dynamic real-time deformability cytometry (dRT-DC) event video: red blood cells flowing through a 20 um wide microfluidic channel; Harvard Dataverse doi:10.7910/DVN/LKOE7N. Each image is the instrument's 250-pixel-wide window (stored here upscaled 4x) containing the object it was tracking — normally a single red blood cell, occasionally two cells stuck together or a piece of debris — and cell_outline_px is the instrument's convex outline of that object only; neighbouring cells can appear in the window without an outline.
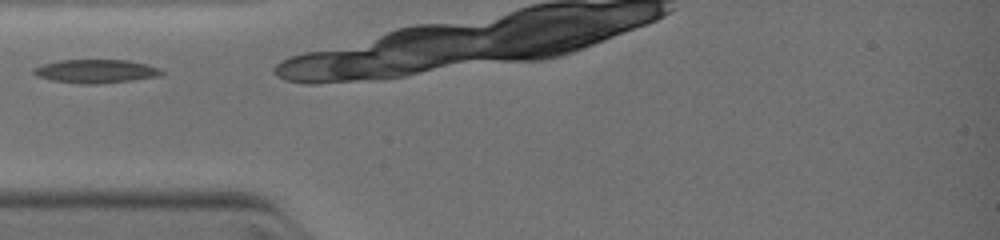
{"species": "common noctule bat (a hibernating species)", "species_latin": "Nyctalus noctula", "temperature_condition": "warm", "stored_images_in_passage": 3, "camera_frame_rate_fps": 3000, "um_per_image_px": 0.085, "animal": {"sex": "female", "body_mass_g": 19.0, "forearm_length_mm": 51.5}, "frame": {"image": 1, "passage_image": 1, "time_ms": 0.0, "image_size_px": [1000, 240], "cell_outline_px": [[164, 72], [160, 76], [132, 80], [96, 84], [80, 84], [52, 80], [40, 76], [32, 72], [32, 68], [44, 64], [60, 60], [128, 60], [160, 68]], "centroid_in_image_um": [8.16, 6.05], "position_along_channel_um": 76.8, "area_um2": 17.4}}